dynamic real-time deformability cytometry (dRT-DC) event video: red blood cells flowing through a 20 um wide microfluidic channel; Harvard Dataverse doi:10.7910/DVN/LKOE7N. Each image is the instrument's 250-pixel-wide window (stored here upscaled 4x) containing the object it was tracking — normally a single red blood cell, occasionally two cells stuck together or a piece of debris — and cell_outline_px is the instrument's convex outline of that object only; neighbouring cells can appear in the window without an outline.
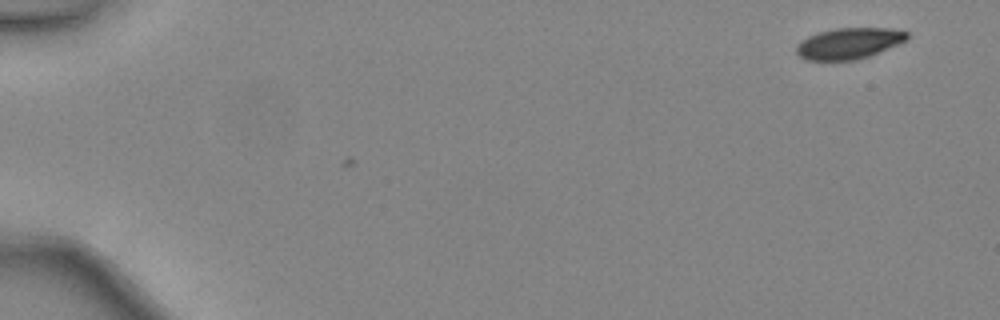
{"species": "common noctule bat (a hibernating species)", "species_latin": "Nyctalus noctula", "temperature_condition": "warm", "stored_images_in_passage": 6, "camera_frame_rate_fps": 3000, "um_per_image_px": 0.085, "animal": {"sex": "female", "body_mass_g": 24.6, "forearm_length_mm": 56.2}, "frame": {"image": 1, "passage_image": 6, "time_ms": 1.667, "image_size_px": [1000, 320], "cell_outline_px": [[908, 40], [880, 52], [856, 60], [804, 60], [796, 52], [796, 44], [808, 36], [820, 32], [836, 28], [888, 28], [908, 32]], "centroid_in_image_um": [72.16, 3.69], "position_along_channel_um": 12.8, "area_um2": 20.06}}